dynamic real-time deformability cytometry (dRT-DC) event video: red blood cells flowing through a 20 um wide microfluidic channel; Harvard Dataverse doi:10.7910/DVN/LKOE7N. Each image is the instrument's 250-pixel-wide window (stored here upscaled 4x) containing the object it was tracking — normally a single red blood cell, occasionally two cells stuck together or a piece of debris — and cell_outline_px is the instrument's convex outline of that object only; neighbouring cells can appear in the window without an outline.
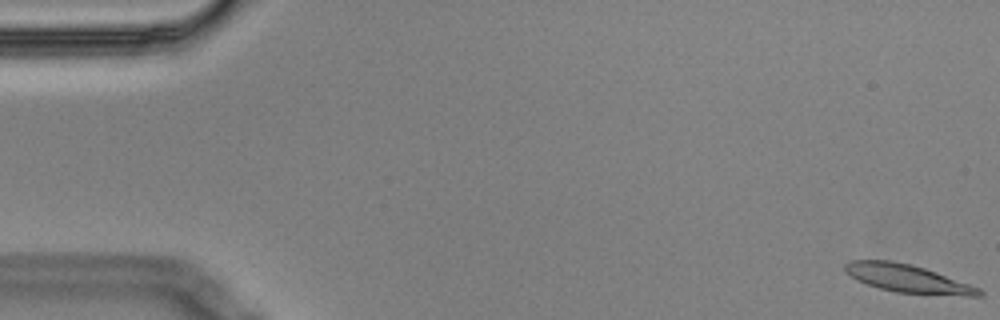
{"species": "Egyptian fruit bat (a non-hibernating species)", "species_latin": "Rousettus aegyptiacus", "temperature_condition": "cold", "stored_images_in_passage": 6, "camera_frame_rate_fps": 3000, "um_per_image_px": 0.085, "animal": {"sex": "male"}, "frame": {"image": 1, "passage_image": 1, "time_ms": 0.0, "image_size_px": [1000, 320], "cell_outline_px": [[984, 292], [980, 296], [964, 296], [896, 292], [880, 288], [856, 280], [844, 268], [844, 264], [852, 260], [892, 260], [912, 264], [936, 272], [980, 288]], "centroid_in_image_um": [77.17, 23.67], "position_along_channel_um": 7.8, "area_um2": 21.68}}